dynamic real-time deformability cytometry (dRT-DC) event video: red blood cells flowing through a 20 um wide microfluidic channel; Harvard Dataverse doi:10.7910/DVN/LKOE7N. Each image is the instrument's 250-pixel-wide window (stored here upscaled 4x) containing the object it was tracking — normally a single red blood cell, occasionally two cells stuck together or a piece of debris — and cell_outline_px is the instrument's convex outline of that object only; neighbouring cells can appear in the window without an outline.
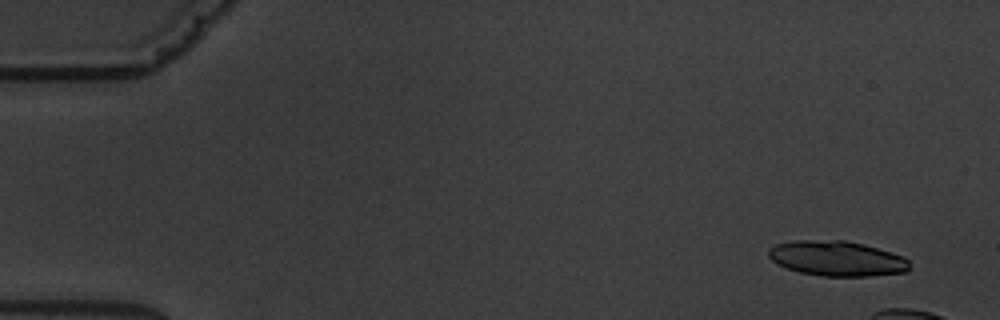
{"species": "common noctule bat (a hibernating species)", "species_latin": "Nyctalus noctula", "temperature_condition": "warm", "stored_images_in_passage": 6, "camera_frame_rate_fps": 3000, "um_per_image_px": 0.085, "animal": {"sex": "male", "body_mass_g": 19.5, "forearm_length_mm": 54.6}, "frame": {"image": 1, "passage_image": 2, "time_ms": 1.0, "image_size_px": [1000, 320], "cell_outline_px": [[908, 268], [904, 272], [868, 276], [824, 276], [800, 272], [788, 268], [772, 260], [768, 256], [768, 248], [776, 244], [792, 240], [844, 240], [864, 244], [904, 256], [908, 260]], "centroid_in_image_um": [71.12, 21.96], "position_along_channel_um": 13.9, "area_um2": 28.67}}
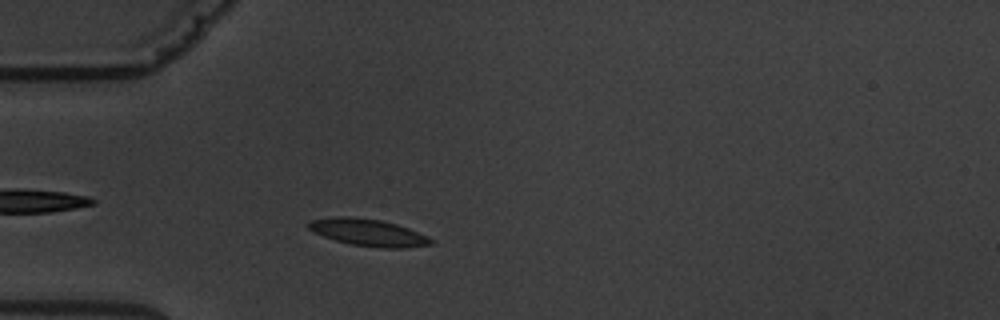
{"frame": {"image": 2, "passage_image": 6, "time_ms": 6.667, "image_size_px": [1000, 320], "cell_outline_px": [[436, 244], [400, 248], [380, 248], [352, 244], [336, 240], [312, 232], [308, 228], [308, 224], [312, 220], [336, 216], [348, 216], [380, 220], [396, 224], [408, 228], [428, 236], [436, 240]], "centroid_in_image_um": [31.35, 19.77], "position_along_channel_um": 53.6, "area_um2": 19.25}}